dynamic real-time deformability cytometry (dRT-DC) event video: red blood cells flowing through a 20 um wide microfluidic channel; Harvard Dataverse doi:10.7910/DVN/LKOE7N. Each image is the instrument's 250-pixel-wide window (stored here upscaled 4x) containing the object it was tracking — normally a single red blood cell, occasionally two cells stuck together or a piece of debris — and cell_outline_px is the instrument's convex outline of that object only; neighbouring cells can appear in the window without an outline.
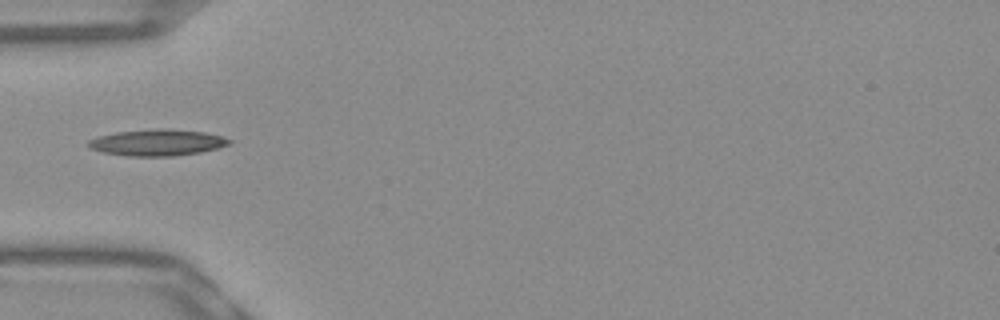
{"species": "Egyptian fruit bat (a non-hibernating species)", "species_latin": "Rousettus aegyptiacus", "temperature_condition": "warm", "stored_images_in_passage": 36, "camera_frame_rate_fps": 3000, "um_per_image_px": 0.085, "frame": {"image": 1, "passage_image": 1, "time_ms": 0.0, "image_size_px": [1000, 320], "cell_outline_px": [[232, 140], [228, 144], [216, 148], [200, 152], [172, 156], [128, 156], [104, 152], [92, 148], [88, 144], [88, 140], [100, 136], [116, 132], [156, 128], [168, 128], [204, 132], [220, 136]], "centroid_in_image_um": [13.37, 12.1], "position_along_channel_um": 71.6, "area_um2": 21.39}}
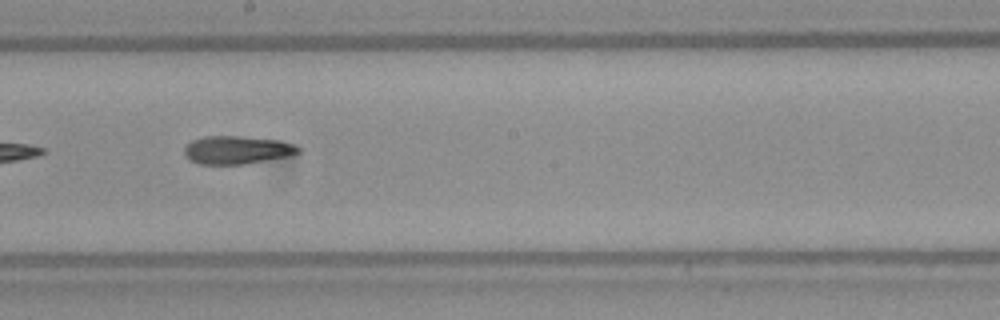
{"frame": {"image": 2, "passage_image": 13, "time_ms": 4.0, "image_size_px": [1000, 320], "cell_outline_px": [[300, 152], [292, 156], [244, 164], [200, 164], [192, 160], [184, 152], [184, 148], [192, 140], [204, 136], [240, 136], [276, 140], [296, 144], [300, 148]], "centroid_in_image_um": [20.2, 12.74], "position_along_channel_um": 228.0, "area_um2": 18.61}}
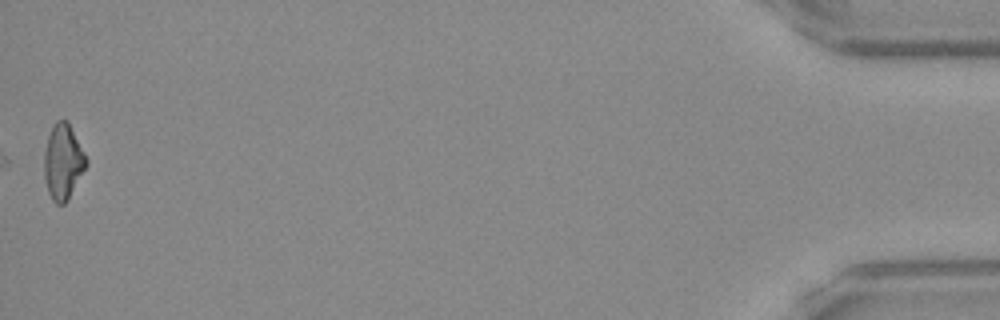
{"frame": {"image": 3, "passage_image": 36, "time_ms": 11.667, "image_size_px": [1000, 320], "cell_outline_px": [[88, 164], [68, 200], [64, 204], [56, 204], [52, 200], [48, 192], [44, 176], [44, 152], [48, 136], [52, 124], [56, 120], [68, 120], [88, 160]], "centroid_in_image_um": [5.36, 13.74], "position_along_channel_um": 429.8, "area_um2": 18.67}, "authors_computed_cell_mechanics": {"area_um2": 18.5827, "velocity_mm_per_s": 3.8742, "shape_relaxation_time_tau1_ms": null, "shape_relaxation_time_tau2_ms": 11.2358, "deformation_change_tau1": null, "deformation_change_tau2": 0.254}}